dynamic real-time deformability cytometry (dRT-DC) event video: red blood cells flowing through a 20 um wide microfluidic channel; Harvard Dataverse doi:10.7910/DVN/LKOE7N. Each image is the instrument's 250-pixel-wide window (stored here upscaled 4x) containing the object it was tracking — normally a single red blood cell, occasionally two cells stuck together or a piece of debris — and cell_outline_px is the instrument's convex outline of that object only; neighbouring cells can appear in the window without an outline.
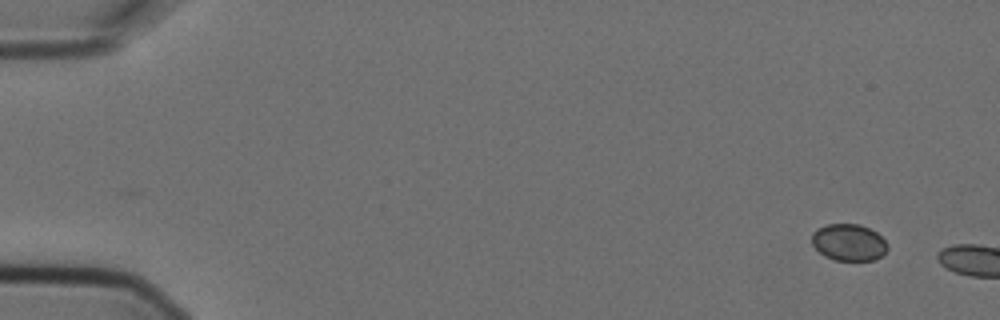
{"species": "Egyptian fruit bat (a non-hibernating species)", "species_latin": "Rousettus aegyptiacus", "temperature_condition": "cold", "stored_images_in_passage": 2, "camera_frame_rate_fps": 3000, "um_per_image_px": 0.085, "animal": {"sex": "female"}, "frame": {"image": 1, "passage_image": 1, "time_ms": 0.0, "image_size_px": [1000, 320], "cell_outline_px": [[888, 248], [880, 256], [872, 260], [836, 260], [824, 256], [812, 244], [812, 232], [816, 228], [828, 224], [860, 224], [876, 232], [888, 244]], "centroid_in_image_um": [72.12, 20.59], "position_along_channel_um": 12.9, "area_um2": 16.13}}